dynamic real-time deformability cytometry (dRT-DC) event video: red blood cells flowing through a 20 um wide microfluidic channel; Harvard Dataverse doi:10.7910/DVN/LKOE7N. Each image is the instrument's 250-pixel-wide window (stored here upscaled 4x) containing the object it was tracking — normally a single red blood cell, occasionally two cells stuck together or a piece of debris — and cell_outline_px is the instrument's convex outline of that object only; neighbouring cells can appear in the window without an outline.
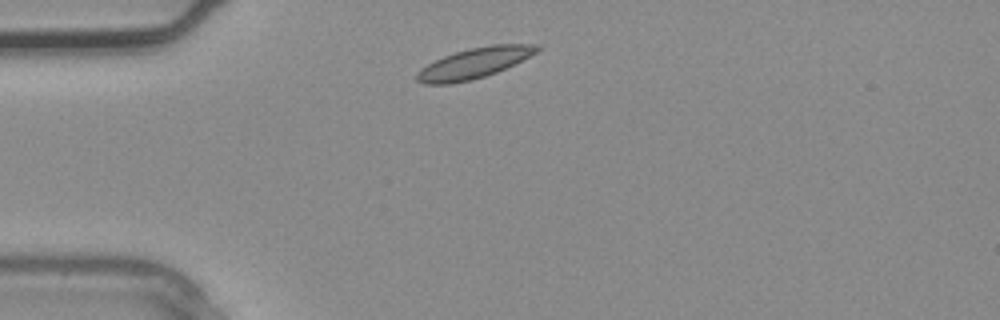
{"species": "common noctule bat (a hibernating species)", "species_latin": "Nyctalus noctula", "temperature_condition": "warm", "stored_images_in_passage": 1, "camera_frame_rate_fps": 3000, "um_per_image_px": 0.085, "animal": {"sex": "male", "body_mass_g": 20.4}, "frame": {"image": 1, "passage_image": 1, "time_ms": 0.0, "image_size_px": [1000, 320], "cell_outline_px": [[540, 48], [536, 52], [496, 72], [472, 80], [448, 84], [424, 84], [416, 80], [416, 72], [420, 68], [444, 56], [456, 52], [472, 48], [492, 44], [540, 44]], "centroid_in_image_um": [40.26, 5.37], "position_along_channel_um": 44.7, "area_um2": 20.92}}